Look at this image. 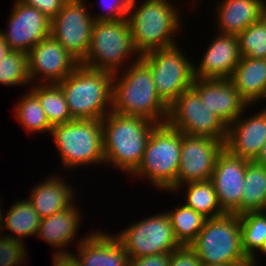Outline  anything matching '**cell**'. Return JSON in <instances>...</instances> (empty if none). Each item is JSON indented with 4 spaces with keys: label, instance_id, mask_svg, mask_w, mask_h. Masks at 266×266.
Returning <instances> with one entry per match:
<instances>
[{
    "label": "cell",
    "instance_id": "1",
    "mask_svg": "<svg viewBox=\"0 0 266 266\" xmlns=\"http://www.w3.org/2000/svg\"><path fill=\"white\" fill-rule=\"evenodd\" d=\"M130 63L121 75L113 74L112 111L165 124L169 107L158 96L150 67L140 57Z\"/></svg>",
    "mask_w": 266,
    "mask_h": 266
},
{
    "label": "cell",
    "instance_id": "2",
    "mask_svg": "<svg viewBox=\"0 0 266 266\" xmlns=\"http://www.w3.org/2000/svg\"><path fill=\"white\" fill-rule=\"evenodd\" d=\"M158 124L110 111L102 119L104 163L131 175L142 161L147 140Z\"/></svg>",
    "mask_w": 266,
    "mask_h": 266
},
{
    "label": "cell",
    "instance_id": "3",
    "mask_svg": "<svg viewBox=\"0 0 266 266\" xmlns=\"http://www.w3.org/2000/svg\"><path fill=\"white\" fill-rule=\"evenodd\" d=\"M170 0H133L127 20L135 50L140 54L176 45L175 35L181 31L180 13ZM139 6V7H137ZM181 23V24H180Z\"/></svg>",
    "mask_w": 266,
    "mask_h": 266
},
{
    "label": "cell",
    "instance_id": "4",
    "mask_svg": "<svg viewBox=\"0 0 266 266\" xmlns=\"http://www.w3.org/2000/svg\"><path fill=\"white\" fill-rule=\"evenodd\" d=\"M73 119L102 120L112 111L113 74L79 64L57 83Z\"/></svg>",
    "mask_w": 266,
    "mask_h": 266
},
{
    "label": "cell",
    "instance_id": "5",
    "mask_svg": "<svg viewBox=\"0 0 266 266\" xmlns=\"http://www.w3.org/2000/svg\"><path fill=\"white\" fill-rule=\"evenodd\" d=\"M180 157L181 132L167 123L157 125L147 140L141 163L130 176L144 177L160 191L173 192L177 188Z\"/></svg>",
    "mask_w": 266,
    "mask_h": 266
},
{
    "label": "cell",
    "instance_id": "6",
    "mask_svg": "<svg viewBox=\"0 0 266 266\" xmlns=\"http://www.w3.org/2000/svg\"><path fill=\"white\" fill-rule=\"evenodd\" d=\"M190 246L202 264L240 266L250 261L242 249L239 214L224 213L207 219Z\"/></svg>",
    "mask_w": 266,
    "mask_h": 266
},
{
    "label": "cell",
    "instance_id": "7",
    "mask_svg": "<svg viewBox=\"0 0 266 266\" xmlns=\"http://www.w3.org/2000/svg\"><path fill=\"white\" fill-rule=\"evenodd\" d=\"M50 133L63 168L104 164L102 120L74 119L53 126Z\"/></svg>",
    "mask_w": 266,
    "mask_h": 266
},
{
    "label": "cell",
    "instance_id": "8",
    "mask_svg": "<svg viewBox=\"0 0 266 266\" xmlns=\"http://www.w3.org/2000/svg\"><path fill=\"white\" fill-rule=\"evenodd\" d=\"M132 55L140 57L133 45L127 19L96 21L93 24L86 59L81 64L91 69L119 75L122 68L128 66L125 63L131 60Z\"/></svg>",
    "mask_w": 266,
    "mask_h": 266
},
{
    "label": "cell",
    "instance_id": "9",
    "mask_svg": "<svg viewBox=\"0 0 266 266\" xmlns=\"http://www.w3.org/2000/svg\"><path fill=\"white\" fill-rule=\"evenodd\" d=\"M179 44L142 54L150 67L160 99L169 107L183 92L192 88L194 63L179 48Z\"/></svg>",
    "mask_w": 266,
    "mask_h": 266
},
{
    "label": "cell",
    "instance_id": "10",
    "mask_svg": "<svg viewBox=\"0 0 266 266\" xmlns=\"http://www.w3.org/2000/svg\"><path fill=\"white\" fill-rule=\"evenodd\" d=\"M166 123L186 135L208 137L224 143L227 137V125L206 107L193 88L183 91L169 106Z\"/></svg>",
    "mask_w": 266,
    "mask_h": 266
},
{
    "label": "cell",
    "instance_id": "11",
    "mask_svg": "<svg viewBox=\"0 0 266 266\" xmlns=\"http://www.w3.org/2000/svg\"><path fill=\"white\" fill-rule=\"evenodd\" d=\"M115 236L123 244L129 258L168 253L181 246L166 212L143 218Z\"/></svg>",
    "mask_w": 266,
    "mask_h": 266
},
{
    "label": "cell",
    "instance_id": "12",
    "mask_svg": "<svg viewBox=\"0 0 266 266\" xmlns=\"http://www.w3.org/2000/svg\"><path fill=\"white\" fill-rule=\"evenodd\" d=\"M85 0H66L51 19V35L81 64L87 56L94 24Z\"/></svg>",
    "mask_w": 266,
    "mask_h": 266
},
{
    "label": "cell",
    "instance_id": "13",
    "mask_svg": "<svg viewBox=\"0 0 266 266\" xmlns=\"http://www.w3.org/2000/svg\"><path fill=\"white\" fill-rule=\"evenodd\" d=\"M223 149L222 141L181 133L177 187L190 182L210 180L218 155Z\"/></svg>",
    "mask_w": 266,
    "mask_h": 266
},
{
    "label": "cell",
    "instance_id": "14",
    "mask_svg": "<svg viewBox=\"0 0 266 266\" xmlns=\"http://www.w3.org/2000/svg\"><path fill=\"white\" fill-rule=\"evenodd\" d=\"M8 18V29L0 34L13 51L29 53L41 40L51 35V19L34 7L16 0Z\"/></svg>",
    "mask_w": 266,
    "mask_h": 266
},
{
    "label": "cell",
    "instance_id": "15",
    "mask_svg": "<svg viewBox=\"0 0 266 266\" xmlns=\"http://www.w3.org/2000/svg\"><path fill=\"white\" fill-rule=\"evenodd\" d=\"M78 65L52 35L41 40L28 53V75L34 84L36 79L40 78L42 84H57L69 76Z\"/></svg>",
    "mask_w": 266,
    "mask_h": 266
},
{
    "label": "cell",
    "instance_id": "16",
    "mask_svg": "<svg viewBox=\"0 0 266 266\" xmlns=\"http://www.w3.org/2000/svg\"><path fill=\"white\" fill-rule=\"evenodd\" d=\"M248 162L232 155L225 148L218 155L210 180L214 185L219 204L226 213L240 214V199Z\"/></svg>",
    "mask_w": 266,
    "mask_h": 266
},
{
    "label": "cell",
    "instance_id": "17",
    "mask_svg": "<svg viewBox=\"0 0 266 266\" xmlns=\"http://www.w3.org/2000/svg\"><path fill=\"white\" fill-rule=\"evenodd\" d=\"M246 112L227 126L224 148L236 157L255 161L266 141V108L244 118Z\"/></svg>",
    "mask_w": 266,
    "mask_h": 266
},
{
    "label": "cell",
    "instance_id": "18",
    "mask_svg": "<svg viewBox=\"0 0 266 266\" xmlns=\"http://www.w3.org/2000/svg\"><path fill=\"white\" fill-rule=\"evenodd\" d=\"M192 88L199 94L206 107L227 126L249 108L230 79L195 78Z\"/></svg>",
    "mask_w": 266,
    "mask_h": 266
},
{
    "label": "cell",
    "instance_id": "19",
    "mask_svg": "<svg viewBox=\"0 0 266 266\" xmlns=\"http://www.w3.org/2000/svg\"><path fill=\"white\" fill-rule=\"evenodd\" d=\"M213 42L201 57L199 65L194 64V78L229 79L240 60L236 35L218 32Z\"/></svg>",
    "mask_w": 266,
    "mask_h": 266
},
{
    "label": "cell",
    "instance_id": "20",
    "mask_svg": "<svg viewBox=\"0 0 266 266\" xmlns=\"http://www.w3.org/2000/svg\"><path fill=\"white\" fill-rule=\"evenodd\" d=\"M91 233L79 238L78 255L71 253L80 266H129V256L115 234L101 230Z\"/></svg>",
    "mask_w": 266,
    "mask_h": 266
},
{
    "label": "cell",
    "instance_id": "21",
    "mask_svg": "<svg viewBox=\"0 0 266 266\" xmlns=\"http://www.w3.org/2000/svg\"><path fill=\"white\" fill-rule=\"evenodd\" d=\"M76 203L68 209L57 212L51 216L41 218L36 236L53 248H57L54 255H70L72 252L66 247L73 242L81 225V211ZM80 213V214H79Z\"/></svg>",
    "mask_w": 266,
    "mask_h": 266
},
{
    "label": "cell",
    "instance_id": "22",
    "mask_svg": "<svg viewBox=\"0 0 266 266\" xmlns=\"http://www.w3.org/2000/svg\"><path fill=\"white\" fill-rule=\"evenodd\" d=\"M58 176L47 177L31 189L28 200L41 218L68 209L75 202L74 188Z\"/></svg>",
    "mask_w": 266,
    "mask_h": 266
},
{
    "label": "cell",
    "instance_id": "23",
    "mask_svg": "<svg viewBox=\"0 0 266 266\" xmlns=\"http://www.w3.org/2000/svg\"><path fill=\"white\" fill-rule=\"evenodd\" d=\"M264 0H221L216 8L217 31L238 36L262 17Z\"/></svg>",
    "mask_w": 266,
    "mask_h": 266
},
{
    "label": "cell",
    "instance_id": "24",
    "mask_svg": "<svg viewBox=\"0 0 266 266\" xmlns=\"http://www.w3.org/2000/svg\"><path fill=\"white\" fill-rule=\"evenodd\" d=\"M229 79L249 107L266 99V59L241 56Z\"/></svg>",
    "mask_w": 266,
    "mask_h": 266
},
{
    "label": "cell",
    "instance_id": "25",
    "mask_svg": "<svg viewBox=\"0 0 266 266\" xmlns=\"http://www.w3.org/2000/svg\"><path fill=\"white\" fill-rule=\"evenodd\" d=\"M1 208L2 207H0L1 227L13 233L10 235H5L3 233L2 235L25 243L23 241L24 238L37 234L41 223V217L34 210L32 203L27 198L21 201L17 199V201L8 208L9 210H7L6 214H3Z\"/></svg>",
    "mask_w": 266,
    "mask_h": 266
},
{
    "label": "cell",
    "instance_id": "26",
    "mask_svg": "<svg viewBox=\"0 0 266 266\" xmlns=\"http://www.w3.org/2000/svg\"><path fill=\"white\" fill-rule=\"evenodd\" d=\"M240 214L249 211H266V168L249 161L245 170Z\"/></svg>",
    "mask_w": 266,
    "mask_h": 266
},
{
    "label": "cell",
    "instance_id": "27",
    "mask_svg": "<svg viewBox=\"0 0 266 266\" xmlns=\"http://www.w3.org/2000/svg\"><path fill=\"white\" fill-rule=\"evenodd\" d=\"M36 83L30 90L37 96L49 124L53 127L73 121L61 88L57 84Z\"/></svg>",
    "mask_w": 266,
    "mask_h": 266
},
{
    "label": "cell",
    "instance_id": "28",
    "mask_svg": "<svg viewBox=\"0 0 266 266\" xmlns=\"http://www.w3.org/2000/svg\"><path fill=\"white\" fill-rule=\"evenodd\" d=\"M185 202L184 204L202 214L207 219L217 217L226 213L220 206L218 197L211 180L190 182L177 187L174 193L184 188Z\"/></svg>",
    "mask_w": 266,
    "mask_h": 266
},
{
    "label": "cell",
    "instance_id": "29",
    "mask_svg": "<svg viewBox=\"0 0 266 266\" xmlns=\"http://www.w3.org/2000/svg\"><path fill=\"white\" fill-rule=\"evenodd\" d=\"M242 249L246 256L258 261L256 251L263 247L266 235V212L249 211L239 214Z\"/></svg>",
    "mask_w": 266,
    "mask_h": 266
},
{
    "label": "cell",
    "instance_id": "30",
    "mask_svg": "<svg viewBox=\"0 0 266 266\" xmlns=\"http://www.w3.org/2000/svg\"><path fill=\"white\" fill-rule=\"evenodd\" d=\"M176 239L181 245H190L198 236L207 220L202 214L196 212L185 204L166 211Z\"/></svg>",
    "mask_w": 266,
    "mask_h": 266
},
{
    "label": "cell",
    "instance_id": "31",
    "mask_svg": "<svg viewBox=\"0 0 266 266\" xmlns=\"http://www.w3.org/2000/svg\"><path fill=\"white\" fill-rule=\"evenodd\" d=\"M26 93L15 104L14 112L18 122L28 134L44 132L50 134L52 126L49 124L37 96L30 89Z\"/></svg>",
    "mask_w": 266,
    "mask_h": 266
},
{
    "label": "cell",
    "instance_id": "32",
    "mask_svg": "<svg viewBox=\"0 0 266 266\" xmlns=\"http://www.w3.org/2000/svg\"><path fill=\"white\" fill-rule=\"evenodd\" d=\"M29 83L28 54L12 50L0 62V84L25 87Z\"/></svg>",
    "mask_w": 266,
    "mask_h": 266
},
{
    "label": "cell",
    "instance_id": "33",
    "mask_svg": "<svg viewBox=\"0 0 266 266\" xmlns=\"http://www.w3.org/2000/svg\"><path fill=\"white\" fill-rule=\"evenodd\" d=\"M237 38L240 56L266 59V23L262 18L248 26Z\"/></svg>",
    "mask_w": 266,
    "mask_h": 266
},
{
    "label": "cell",
    "instance_id": "34",
    "mask_svg": "<svg viewBox=\"0 0 266 266\" xmlns=\"http://www.w3.org/2000/svg\"><path fill=\"white\" fill-rule=\"evenodd\" d=\"M27 256L24 243L0 236V266H21L27 261Z\"/></svg>",
    "mask_w": 266,
    "mask_h": 266
},
{
    "label": "cell",
    "instance_id": "35",
    "mask_svg": "<svg viewBox=\"0 0 266 266\" xmlns=\"http://www.w3.org/2000/svg\"><path fill=\"white\" fill-rule=\"evenodd\" d=\"M102 13L92 15L94 21H119L127 19L129 8L133 0H100Z\"/></svg>",
    "mask_w": 266,
    "mask_h": 266
},
{
    "label": "cell",
    "instance_id": "36",
    "mask_svg": "<svg viewBox=\"0 0 266 266\" xmlns=\"http://www.w3.org/2000/svg\"><path fill=\"white\" fill-rule=\"evenodd\" d=\"M196 251L190 245H181L170 252L169 266H201Z\"/></svg>",
    "mask_w": 266,
    "mask_h": 266
},
{
    "label": "cell",
    "instance_id": "37",
    "mask_svg": "<svg viewBox=\"0 0 266 266\" xmlns=\"http://www.w3.org/2000/svg\"><path fill=\"white\" fill-rule=\"evenodd\" d=\"M24 4L34 7L52 19L64 5L66 0H20Z\"/></svg>",
    "mask_w": 266,
    "mask_h": 266
},
{
    "label": "cell",
    "instance_id": "38",
    "mask_svg": "<svg viewBox=\"0 0 266 266\" xmlns=\"http://www.w3.org/2000/svg\"><path fill=\"white\" fill-rule=\"evenodd\" d=\"M170 252L129 258V266H169Z\"/></svg>",
    "mask_w": 266,
    "mask_h": 266
},
{
    "label": "cell",
    "instance_id": "39",
    "mask_svg": "<svg viewBox=\"0 0 266 266\" xmlns=\"http://www.w3.org/2000/svg\"><path fill=\"white\" fill-rule=\"evenodd\" d=\"M53 266H80L76 259L70 255H53Z\"/></svg>",
    "mask_w": 266,
    "mask_h": 266
},
{
    "label": "cell",
    "instance_id": "40",
    "mask_svg": "<svg viewBox=\"0 0 266 266\" xmlns=\"http://www.w3.org/2000/svg\"><path fill=\"white\" fill-rule=\"evenodd\" d=\"M11 48L6 43L4 37L0 34V62L7 54L11 52Z\"/></svg>",
    "mask_w": 266,
    "mask_h": 266
},
{
    "label": "cell",
    "instance_id": "41",
    "mask_svg": "<svg viewBox=\"0 0 266 266\" xmlns=\"http://www.w3.org/2000/svg\"><path fill=\"white\" fill-rule=\"evenodd\" d=\"M255 162L260 164L262 167L266 168V141L261 149L260 154L256 158Z\"/></svg>",
    "mask_w": 266,
    "mask_h": 266
},
{
    "label": "cell",
    "instance_id": "42",
    "mask_svg": "<svg viewBox=\"0 0 266 266\" xmlns=\"http://www.w3.org/2000/svg\"><path fill=\"white\" fill-rule=\"evenodd\" d=\"M261 18L266 23V1H264L263 7H262V17Z\"/></svg>",
    "mask_w": 266,
    "mask_h": 266
},
{
    "label": "cell",
    "instance_id": "43",
    "mask_svg": "<svg viewBox=\"0 0 266 266\" xmlns=\"http://www.w3.org/2000/svg\"><path fill=\"white\" fill-rule=\"evenodd\" d=\"M261 251V253L266 256V235H265V239H264V244L263 247L259 250V252Z\"/></svg>",
    "mask_w": 266,
    "mask_h": 266
},
{
    "label": "cell",
    "instance_id": "44",
    "mask_svg": "<svg viewBox=\"0 0 266 266\" xmlns=\"http://www.w3.org/2000/svg\"><path fill=\"white\" fill-rule=\"evenodd\" d=\"M258 264H256L254 261H249L246 264L240 265V266H257Z\"/></svg>",
    "mask_w": 266,
    "mask_h": 266
},
{
    "label": "cell",
    "instance_id": "45",
    "mask_svg": "<svg viewBox=\"0 0 266 266\" xmlns=\"http://www.w3.org/2000/svg\"><path fill=\"white\" fill-rule=\"evenodd\" d=\"M201 266H232V265H226V264H213V265L202 264Z\"/></svg>",
    "mask_w": 266,
    "mask_h": 266
},
{
    "label": "cell",
    "instance_id": "46",
    "mask_svg": "<svg viewBox=\"0 0 266 266\" xmlns=\"http://www.w3.org/2000/svg\"><path fill=\"white\" fill-rule=\"evenodd\" d=\"M3 230H2V227H1V220H0V236L2 235V232Z\"/></svg>",
    "mask_w": 266,
    "mask_h": 266
}]
</instances>
